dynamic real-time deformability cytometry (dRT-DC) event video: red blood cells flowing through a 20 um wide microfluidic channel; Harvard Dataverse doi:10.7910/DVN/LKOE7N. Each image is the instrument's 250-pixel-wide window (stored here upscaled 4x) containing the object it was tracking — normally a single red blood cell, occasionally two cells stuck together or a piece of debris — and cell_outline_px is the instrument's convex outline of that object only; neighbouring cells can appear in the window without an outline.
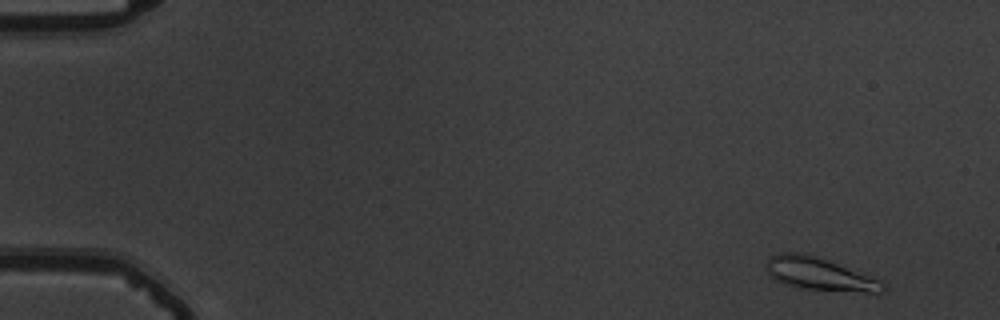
{"species": "common noctule bat (a hibernating species)", "species_latin": "Nyctalus noctula", "temperature_condition": "warm", "stored_images_in_passage": 55, "camera_frame_rate_fps": 3000, "um_per_image_px": 0.085, "animal": {"sex": "male", "body_mass_g": 19.5, "forearm_length_mm": 54.6}, "frame": {"image": 1, "passage_image": 3, "time_ms": 0.667, "image_size_px": [1000, 320], "cell_outline_px": [[888, 288], [884, 292], [868, 292], [800, 288], [776, 280], [768, 272], [768, 260], [772, 256], [780, 252], [808, 252], [872, 276], [880, 280]], "centroid_in_image_um": [69.71, 23.26], "position_along_channel_um": 15.3, "area_um2": 22.14}}
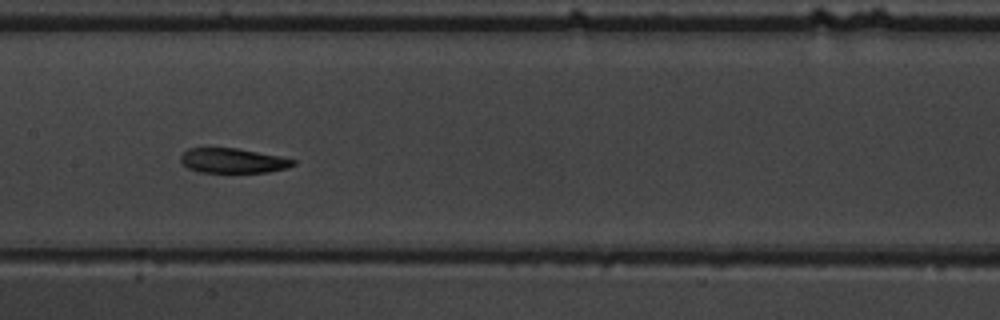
{"frame": {"image": 2, "passage_image": 28, "time_ms": 9.0, "image_size_px": [1000, 320], "cell_outline_px": [[296, 164], [288, 168], [268, 172], [200, 172], [188, 168], [180, 160], [180, 156], [188, 148], [236, 148], [280, 156], [296, 160]], "centroid_in_image_um": [19.82, 13.66], "position_along_channel_um": 187.6, "area_um2": 16.18}}
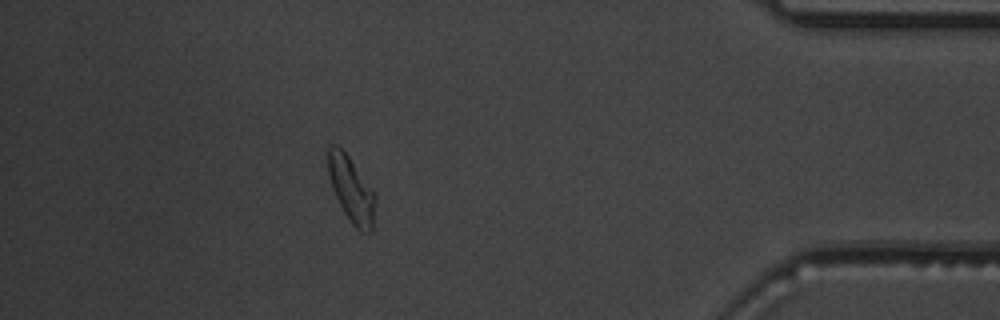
{"frame": {"image": 3, "passage_image": 49, "time_ms": 16.0, "image_size_px": [1000, 320], "cell_outline_px": [[376, 200], [372, 232], [360, 232], [352, 224], [344, 212], [332, 188], [328, 172], [328, 148], [332, 144], [336, 144], [348, 156], [376, 192]], "centroid_in_image_um": [29.89, 16.13], "position_along_channel_um": 405.3, "area_um2": 18.09}, "authors_computed_cell_mechanics": {"area_um2": 18.0914, "velocity_mm_per_s": 3.679, "shape_relaxation_time_tau1_ms": 6.0241, "shape_relaxation_time_tau2_ms": 2.3296, "deformation_change_tau1": 0.1601, "deformation_change_tau2": 0.0839}}